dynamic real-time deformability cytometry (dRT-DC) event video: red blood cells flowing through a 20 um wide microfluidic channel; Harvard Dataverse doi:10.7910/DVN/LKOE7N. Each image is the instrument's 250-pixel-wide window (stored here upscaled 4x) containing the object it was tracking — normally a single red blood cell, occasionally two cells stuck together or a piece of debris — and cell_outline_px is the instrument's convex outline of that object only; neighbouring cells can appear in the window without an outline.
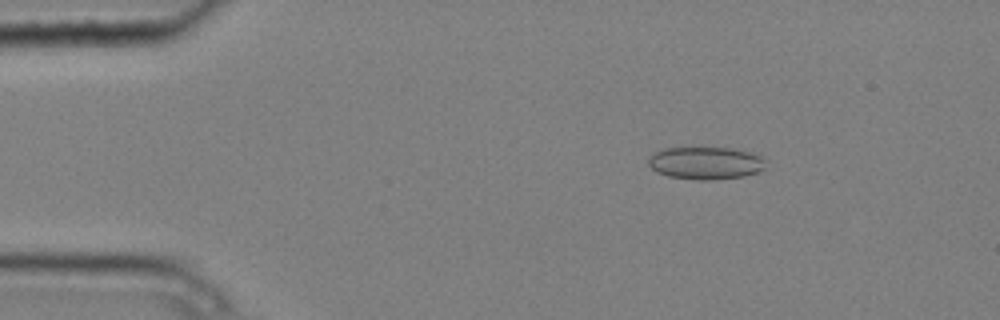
{"species": "common noctule bat (a hibernating species)", "species_latin": "Nyctalus noctula", "temperature_condition": "cold", "stored_images_in_passage": 5, "camera_frame_rate_fps": 3000, "um_per_image_px": 0.085, "animal": {"sex": "male", "body_mass_g": 20.4}, "frame": {"image": 1, "passage_image": 3, "time_ms": 0.667, "image_size_px": [1000, 320], "cell_outline_px": [[764, 168], [760, 172], [744, 176], [712, 180], [696, 180], [668, 176], [656, 172], [648, 164], [648, 160], [656, 152], [664, 148], [736, 148], [756, 152], [764, 156]], "centroid_in_image_um": [60.05, 13.86], "position_along_channel_um": 25.0, "area_um2": 22.54}}